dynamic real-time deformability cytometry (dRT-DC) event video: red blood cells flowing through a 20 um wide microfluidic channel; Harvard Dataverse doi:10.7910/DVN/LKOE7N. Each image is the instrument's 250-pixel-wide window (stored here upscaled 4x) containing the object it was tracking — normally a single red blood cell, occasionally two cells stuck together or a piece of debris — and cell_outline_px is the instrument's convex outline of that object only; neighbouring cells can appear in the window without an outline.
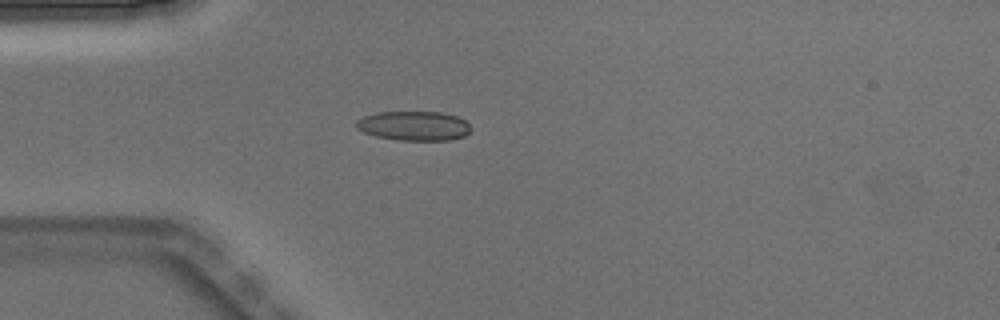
{"species": "Egyptian fruit bat (a non-hibernating species)", "species_latin": "Rousettus aegyptiacus", "temperature_condition": "warm", "stored_images_in_passage": 3, "camera_frame_rate_fps": 3000, "um_per_image_px": 0.085, "animal": {"sex": "male"}, "frame": {"image": 1, "passage_image": 3, "time_ms": 0.667, "image_size_px": [1000, 320], "cell_outline_px": [[468, 132], [464, 136], [452, 140], [400, 140], [376, 136], [364, 132], [356, 128], [356, 120], [364, 116], [376, 112], [440, 112], [456, 116], [464, 120], [468, 124]], "centroid_in_image_um": [35.15, 10.69], "position_along_channel_um": 49.9, "area_um2": 19.48}}